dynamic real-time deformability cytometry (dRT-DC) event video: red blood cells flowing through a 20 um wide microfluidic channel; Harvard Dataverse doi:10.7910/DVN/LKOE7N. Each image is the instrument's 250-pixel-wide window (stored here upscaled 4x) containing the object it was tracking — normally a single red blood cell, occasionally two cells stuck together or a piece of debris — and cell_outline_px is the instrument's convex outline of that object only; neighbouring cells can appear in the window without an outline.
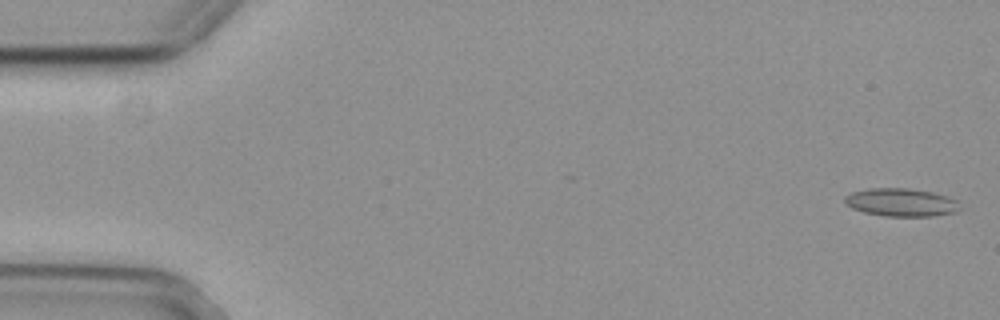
{"species": "common noctule bat (a hibernating species)", "species_latin": "Nyctalus noctula", "temperature_condition": "cold", "stored_images_in_passage": 5, "camera_frame_rate_fps": 3000, "um_per_image_px": 0.085, "animal": {"sex": "female", "body_mass_g": 29.2, "forearm_length_mm": 56.3}, "frame": {"image": 1, "passage_image": 2, "time_ms": 0.333, "image_size_px": [1000, 320], "cell_outline_px": [[960, 208], [956, 212], [932, 216], [884, 216], [864, 212], [852, 208], [844, 200], [844, 196], [852, 192], [868, 188], [908, 188], [932, 192], [948, 196], [956, 200]], "centroid_in_image_um": [76.6, 17.19], "position_along_channel_um": 8.4, "area_um2": 18.79}}